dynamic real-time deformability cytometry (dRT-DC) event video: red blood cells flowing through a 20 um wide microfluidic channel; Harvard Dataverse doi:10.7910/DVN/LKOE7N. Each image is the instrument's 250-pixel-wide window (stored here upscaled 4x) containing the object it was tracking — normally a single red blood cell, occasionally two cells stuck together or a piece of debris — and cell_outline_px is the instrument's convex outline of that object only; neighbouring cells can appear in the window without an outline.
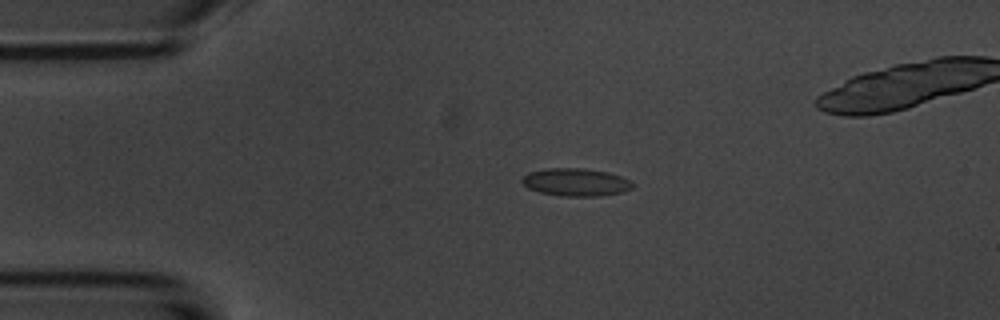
{"species": "common noctule bat (a hibernating species)", "species_latin": "Nyctalus noctula", "temperature_condition": "room temperature", "stored_images_in_passage": 5, "camera_frame_rate_fps": 3000, "um_per_image_px": 0.085, "animal": {"sex": "male", "body_mass_g": 20.1, "forearm_length_mm": 53.5}, "frame": {"image": 1, "passage_image": 3, "time_ms": 2.333, "image_size_px": [1000, 320], "cell_outline_px": [[636, 184], [632, 188], [624, 192], [600, 196], [560, 196], [540, 192], [528, 188], [520, 180], [528, 172], [548, 168], [584, 168], [608, 172], [632, 180]], "centroid_in_image_um": [48.99, 15.49], "position_along_channel_um": 36.0, "area_um2": 18.09}}